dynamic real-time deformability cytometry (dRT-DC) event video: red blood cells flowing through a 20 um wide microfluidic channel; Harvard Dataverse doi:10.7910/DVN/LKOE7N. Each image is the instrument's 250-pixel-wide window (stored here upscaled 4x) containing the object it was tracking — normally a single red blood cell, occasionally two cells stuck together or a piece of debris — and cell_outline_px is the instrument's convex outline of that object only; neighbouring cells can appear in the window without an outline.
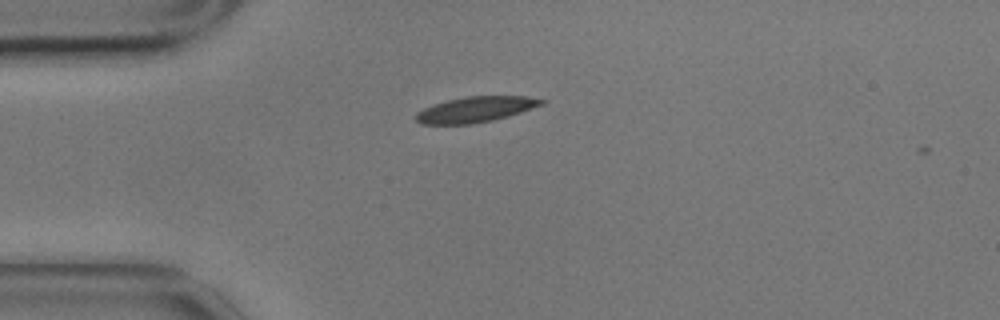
{"species": "common noctule bat (a hibernating species)", "species_latin": "Nyctalus noctula", "temperature_condition": "cold", "stored_images_in_passage": 44, "camera_frame_rate_fps": 3000, "um_per_image_px": 0.085, "animal": {"sex": "male", "body_mass_g": 17.9}, "frame": {"image": 1, "passage_image": 2, "time_ms": 0.333, "image_size_px": [1000, 320], "cell_outline_px": [[548, 100], [544, 104], [508, 116], [492, 120], [472, 124], [420, 124], [416, 120], [416, 112], [432, 104], [464, 96], [524, 96]], "centroid_in_image_um": [40.41, 9.3], "position_along_channel_um": 44.6, "area_um2": 18.73}}
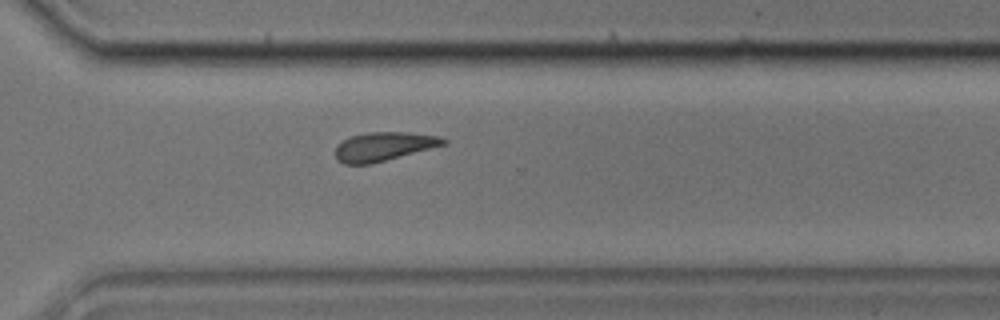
{"frame": {"image": 2, "passage_image": 29, "time_ms": 9.333, "image_size_px": [1000, 320], "cell_outline_px": [[448, 144], [372, 164], [344, 164], [336, 160], [336, 144], [352, 136], [368, 132], [404, 132], [440, 136], [448, 140]], "centroid_in_image_um": [32.64, 12.46], "position_along_channel_um": 338.0, "area_um2": 18.26}}
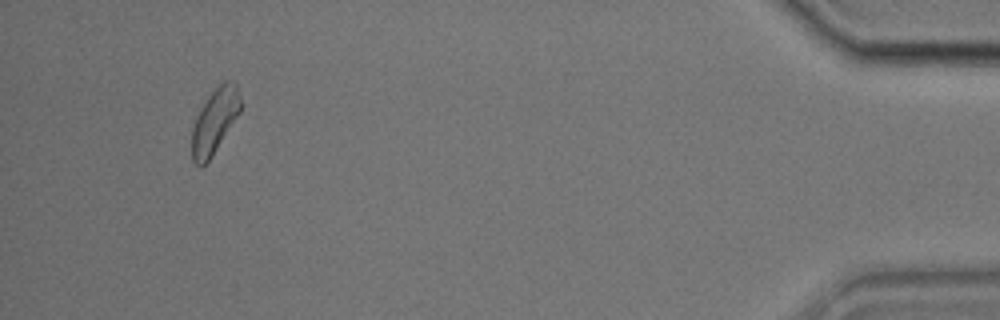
{"frame": {"image": 3, "passage_image": 42, "time_ms": 13.667, "image_size_px": [1000, 320], "cell_outline_px": [[244, 104], [240, 112], [208, 160], [200, 168], [192, 160], [192, 128], [196, 116], [208, 96], [224, 80], [232, 80], [236, 84]], "centroid_in_image_um": [18.27, 10.24], "position_along_channel_um": 416.9, "area_um2": 18.21}}